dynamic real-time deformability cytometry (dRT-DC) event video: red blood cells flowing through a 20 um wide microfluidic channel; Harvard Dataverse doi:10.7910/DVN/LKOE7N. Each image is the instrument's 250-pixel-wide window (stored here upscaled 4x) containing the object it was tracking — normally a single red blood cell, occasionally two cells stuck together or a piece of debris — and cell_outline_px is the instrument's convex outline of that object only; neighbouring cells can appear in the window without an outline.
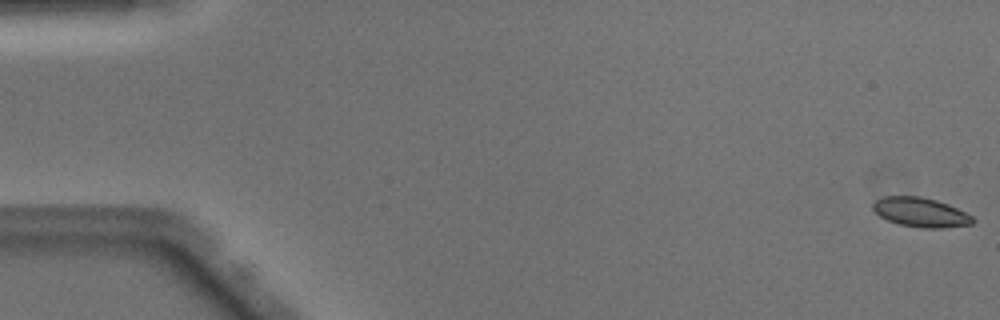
{"species": "Egyptian fruit bat (a non-hibernating species)", "species_latin": "Rousettus aegyptiacus", "temperature_condition": "warm", "stored_images_in_passage": 50, "camera_frame_rate_fps": 3000, "um_per_image_px": 0.085, "animal": {"sex": "male"}, "frame": {"image": 1, "passage_image": 1, "time_ms": 0.0, "image_size_px": [1000, 320], "cell_outline_px": [[976, 220], [972, 224], [940, 228], [920, 228], [900, 224], [888, 220], [880, 216], [872, 208], [872, 204], [876, 200], [884, 196], [920, 196], [936, 200], [948, 204], [972, 216]], "centroid_in_image_um": [78.25, 18.04], "position_along_channel_um": 6.7, "area_um2": 16.99}}
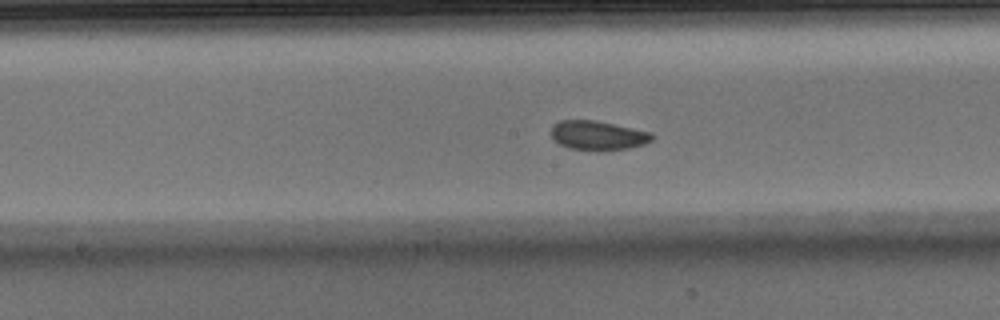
{"frame": {"image": 2, "passage_image": 26, "time_ms": 8.333, "image_size_px": [1000, 320], "cell_outline_px": [[656, 136], [652, 140], [644, 144], [628, 148], [600, 152], [568, 148], [560, 144], [552, 136], [552, 124], [560, 120], [596, 120], [652, 132]], "centroid_in_image_um": [50.85, 11.52], "position_along_channel_um": 197.4, "area_um2": 17.51}}
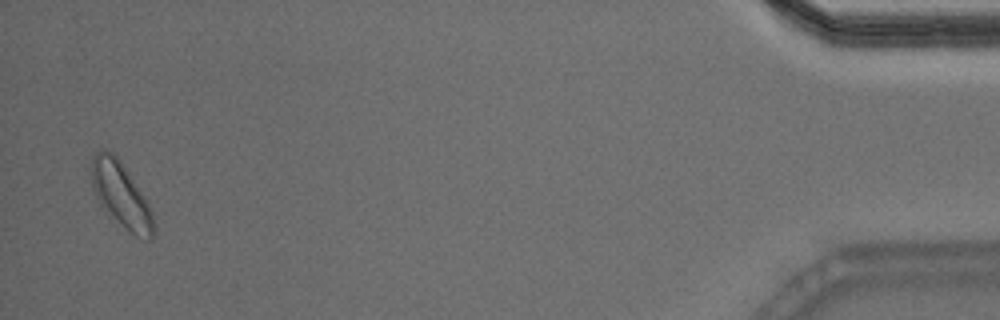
{"frame": {"image": 3, "passage_image": 49, "time_ms": 16.0, "image_size_px": [1000, 320], "cell_outline_px": [[156, 232], [152, 240], [148, 240], [136, 236], [100, 208], [92, 188], [92, 156], [96, 152], [104, 148], [112, 152], [120, 160], [144, 196], [152, 212], [156, 228]], "centroid_in_image_um": [10.29, 16.6], "position_along_channel_um": 424.9, "area_um2": 23.76}, "authors_computed_cell_mechanics": {"area_um2": 17.5134, "velocity_mm_per_s": 4.0721, "shape_relaxation_time_tau1_ms": 2.3624, "shape_relaxation_time_tau2_ms": 1.9943, "deformation_change_tau1": 0.0754, "deformation_change_tau2": 0.0635}}